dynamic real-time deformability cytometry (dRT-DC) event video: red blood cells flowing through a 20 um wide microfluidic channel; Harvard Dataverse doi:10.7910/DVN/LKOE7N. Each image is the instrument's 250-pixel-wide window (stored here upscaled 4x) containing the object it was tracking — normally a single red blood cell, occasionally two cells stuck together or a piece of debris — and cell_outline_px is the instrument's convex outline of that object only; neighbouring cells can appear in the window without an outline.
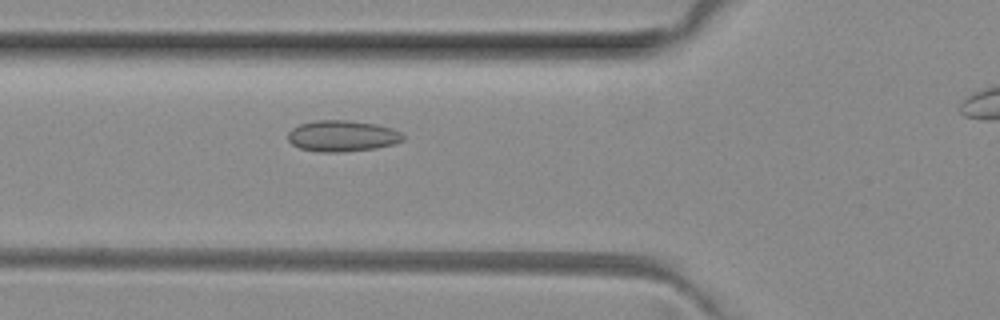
{"species": "common noctule bat (a hibernating species)", "species_latin": "Nyctalus noctula", "temperature_condition": "room temperature", "stored_images_in_passage": 42, "camera_frame_rate_fps": 3000, "um_per_image_px": 0.085, "animal": {"sex": "female", "body_mass_g": 29.2, "forearm_length_mm": 56.3}, "frame": {"image": 1, "passage_image": 15, "time_ms": 4.667, "image_size_px": [1000, 320], "cell_outline_px": [[404, 140], [392, 144], [376, 148], [344, 152], [320, 152], [300, 148], [292, 144], [288, 140], [288, 132], [292, 128], [300, 124], [316, 120], [348, 120], [376, 124], [392, 128], [400, 132], [404, 136]], "centroid_in_image_um": [29.08, 11.55], "position_along_channel_um": 96.7, "area_um2": 20.92}}
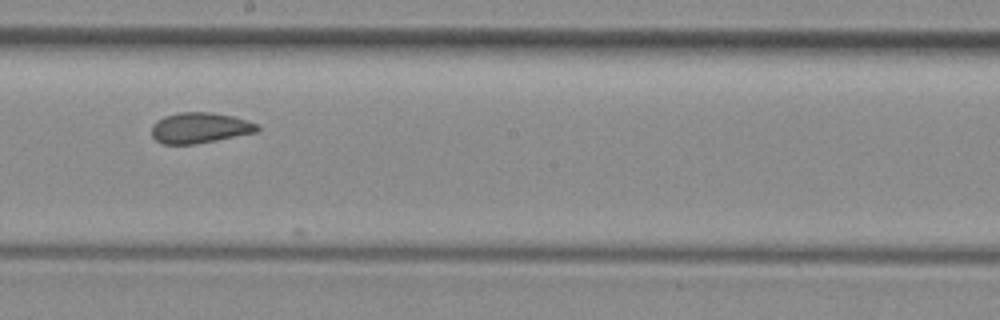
{"frame": {"image": 2, "passage_image": 25, "time_ms": 8.0, "image_size_px": [1000, 320], "cell_outline_px": [[260, 128], [256, 132], [196, 144], [160, 144], [152, 136], [152, 124], [156, 120], [164, 116], [180, 112], [212, 112], [232, 116], [248, 120], [256, 124]], "centroid_in_image_um": [16.95, 10.86], "position_along_channel_um": 231.3, "area_um2": 18.9}}
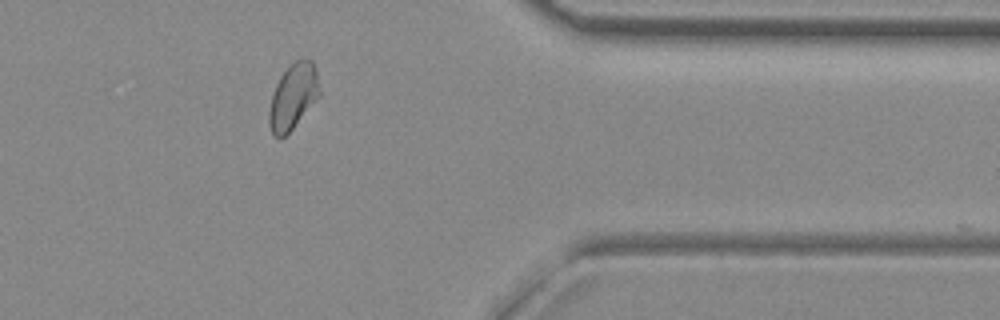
{"frame": {"image": 3, "passage_image": 38, "time_ms": 12.333, "image_size_px": [1000, 320], "cell_outline_px": [[320, 96], [292, 128], [280, 140], [272, 136], [268, 124], [268, 112], [272, 92], [280, 76], [296, 60], [308, 56], [312, 60], [316, 68], [320, 88]], "centroid_in_image_um": [24.9, 8.2], "position_along_channel_um": 386.5, "area_um2": 19.54}, "authors_computed_cell_mechanics": {"area_um2": 19.5364, "velocity_mm_per_s": 4.0456, "shape_relaxation_time_tau1_ms": null, "shape_relaxation_time_tau2_ms": 3.5652, "deformation_change_tau1": null, "deformation_change_tau2": 0.0576}}